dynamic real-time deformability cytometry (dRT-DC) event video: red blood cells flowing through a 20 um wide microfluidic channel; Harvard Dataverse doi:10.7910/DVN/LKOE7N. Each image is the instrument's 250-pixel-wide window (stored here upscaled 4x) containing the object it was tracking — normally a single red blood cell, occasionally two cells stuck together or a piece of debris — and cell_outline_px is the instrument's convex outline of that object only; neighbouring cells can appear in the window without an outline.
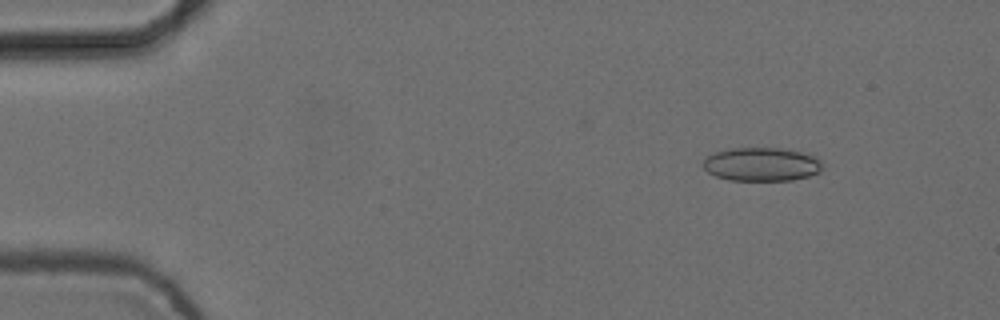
{"species": "common noctule bat (a hibernating species)", "species_latin": "Nyctalus noctula", "temperature_condition": "cold", "stored_images_in_passage": 3, "camera_frame_rate_fps": 3000, "um_per_image_px": 0.085, "animal": {"sex": "female", "body_mass_g": 24.6, "forearm_length_mm": 56.2}, "frame": {"image": 1, "passage_image": 1, "time_ms": 0.0, "image_size_px": [1000, 320], "cell_outline_px": [[820, 172], [808, 176], [792, 180], [728, 180], [716, 176], [708, 172], [700, 164], [708, 156], [716, 152], [732, 148], [780, 148], [812, 152], [820, 160]], "centroid_in_image_um": [64.76, 13.95], "position_along_channel_um": 20.2, "area_um2": 23.58}}